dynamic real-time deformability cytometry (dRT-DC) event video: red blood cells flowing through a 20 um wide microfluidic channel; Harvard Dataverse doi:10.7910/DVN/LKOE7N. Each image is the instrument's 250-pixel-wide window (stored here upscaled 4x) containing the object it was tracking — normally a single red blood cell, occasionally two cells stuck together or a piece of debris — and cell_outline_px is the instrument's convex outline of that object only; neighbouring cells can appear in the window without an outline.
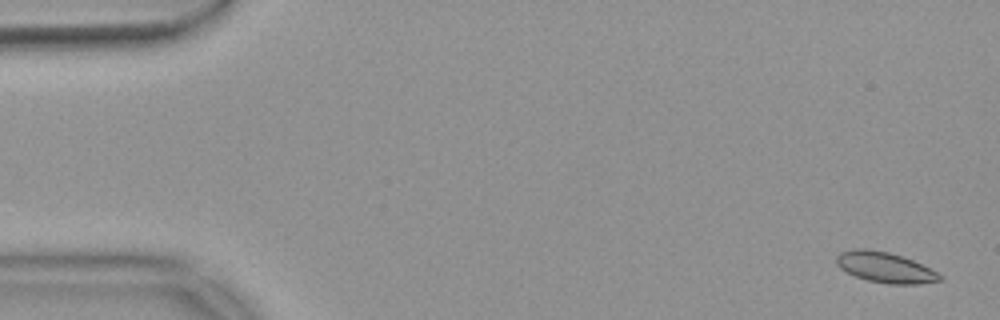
{"species": "common noctule bat (a hibernating species)", "species_latin": "Nyctalus noctula", "temperature_condition": "warm", "stored_images_in_passage": 16, "camera_frame_rate_fps": 3000, "um_per_image_px": 0.085, "animal": {"sex": "female", "body_mass_g": 18.4}, "frame": {"image": 1, "passage_image": 1, "time_ms": 0.0, "image_size_px": [1000, 320], "cell_outline_px": [[944, 276], [940, 280], [920, 284], [888, 284], [868, 280], [856, 276], [840, 268], [836, 264], [836, 256], [840, 252], [856, 248], [864, 248], [888, 252], [912, 260]], "centroid_in_image_um": [75.2, 22.73], "position_along_channel_um": 9.8, "area_um2": 18.15}}
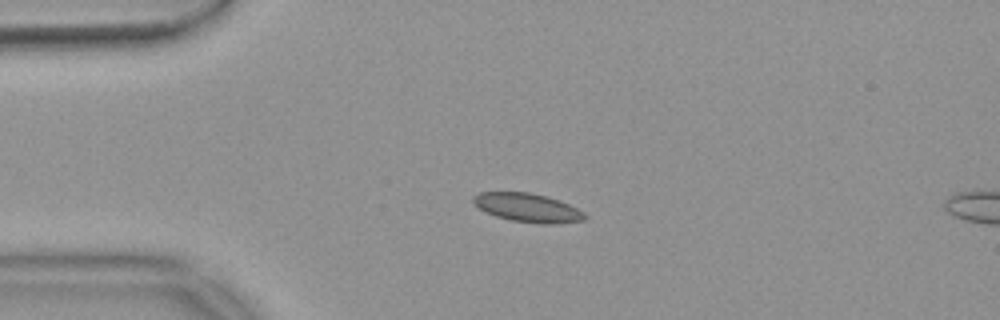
{"frame": {"image": 2, "passage_image": 12, "time_ms": 3.667, "image_size_px": [1000, 320], "cell_outline_px": [[588, 216], [584, 220], [548, 224], [540, 224], [512, 220], [496, 216], [484, 212], [472, 200], [472, 196], [480, 192], [528, 192], [548, 196], [560, 200], [584, 212]], "centroid_in_image_um": [44.85, 17.64], "position_along_channel_um": 40.1, "area_um2": 18.61}}